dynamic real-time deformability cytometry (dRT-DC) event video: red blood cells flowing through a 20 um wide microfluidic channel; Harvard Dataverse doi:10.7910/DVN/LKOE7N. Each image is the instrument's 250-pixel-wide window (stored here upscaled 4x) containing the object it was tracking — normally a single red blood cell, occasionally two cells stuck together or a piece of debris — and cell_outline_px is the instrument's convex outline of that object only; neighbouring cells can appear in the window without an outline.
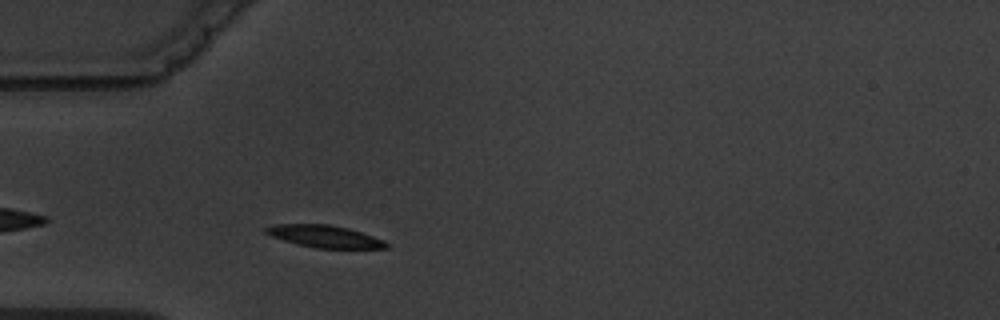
{"species": "common noctule bat (a hibernating species)", "species_latin": "Nyctalus noctula", "temperature_condition": "warm", "stored_images_in_passage": 3, "camera_frame_rate_fps": 3000, "um_per_image_px": 0.085, "animal": {"sex": "male", "body_mass_g": 19.5, "forearm_length_mm": 54.6}, "frame": {"image": 1, "passage_image": 3, "time_ms": 2.333, "image_size_px": [1000, 320], "cell_outline_px": [[388, 248], [316, 248], [296, 244], [272, 236], [264, 232], [264, 228], [276, 224], [328, 224], [348, 228], [384, 240], [388, 244]], "centroid_in_image_um": [27.58, 20.09], "position_along_channel_um": 57.4, "area_um2": 15.43}}